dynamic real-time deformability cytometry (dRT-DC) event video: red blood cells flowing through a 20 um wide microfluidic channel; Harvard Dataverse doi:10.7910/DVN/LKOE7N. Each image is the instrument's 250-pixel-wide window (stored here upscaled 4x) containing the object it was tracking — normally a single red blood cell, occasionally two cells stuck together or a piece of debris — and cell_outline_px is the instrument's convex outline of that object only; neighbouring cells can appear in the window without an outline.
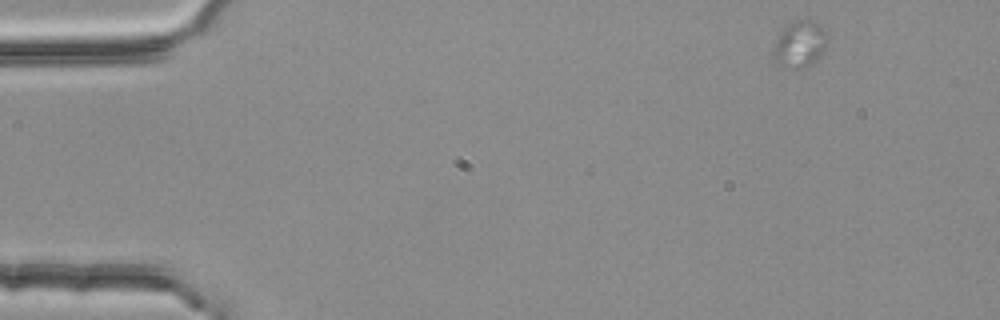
{"species": "common noctule bat (a hibernating species)", "species_latin": "Nyctalus noctula", "temperature_condition": "room temperature", "stored_images_in_passage": 5, "camera_frame_rate_fps": 3000, "um_per_image_px": 0.085, "animal": {"sex": "female", "body_mass_g": 25.1}, "frame": {"image": 1, "passage_image": 1, "time_ms": 0.0, "image_size_px": [1000, 320], "cell_outline_px": [[828, 44], [824, 52], [816, 60], [800, 68], [780, 68], [772, 60], [772, 48], [784, 24], [796, 20], [816, 20], [820, 24], [828, 40]], "centroid_in_image_um": [67.93, 3.75], "position_along_channel_um": 17.1, "area_um2": 15.14}}